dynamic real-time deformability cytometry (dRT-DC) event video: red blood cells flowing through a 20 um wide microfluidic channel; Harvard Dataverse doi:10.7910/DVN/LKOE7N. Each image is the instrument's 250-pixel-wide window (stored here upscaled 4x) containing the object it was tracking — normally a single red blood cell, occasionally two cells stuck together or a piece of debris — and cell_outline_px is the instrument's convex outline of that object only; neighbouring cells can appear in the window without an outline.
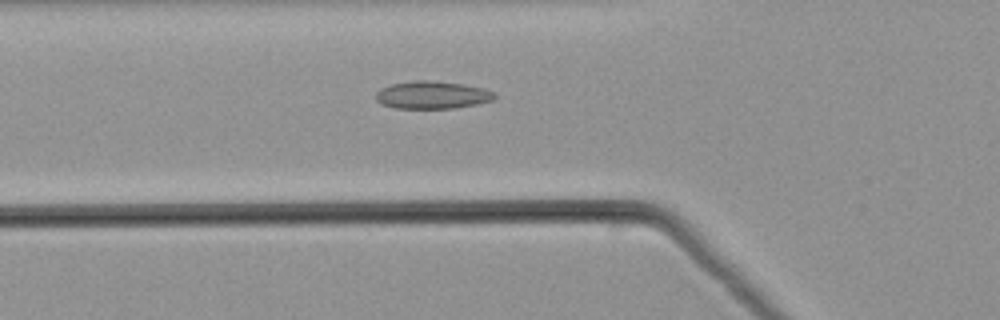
{"species": "common noctule bat (a hibernating species)", "species_latin": "Nyctalus noctula", "temperature_condition": "warm", "stored_images_in_passage": 50, "camera_frame_rate_fps": 3000, "um_per_image_px": 0.085, "animal": {"sex": "male", "body_mass_g": 21.5, "forearm_length_mm": 52.0}, "frame": {"image": 1, "passage_image": 18, "time_ms": 5.667, "image_size_px": [1000, 320], "cell_outline_px": [[496, 96], [492, 100], [476, 104], [452, 108], [396, 108], [380, 104], [376, 100], [376, 92], [380, 88], [392, 84], [412, 80], [428, 80], [464, 84], [484, 88], [492, 92]], "centroid_in_image_um": [36.69, 8.06], "position_along_channel_um": 89.1, "area_um2": 19.07}}
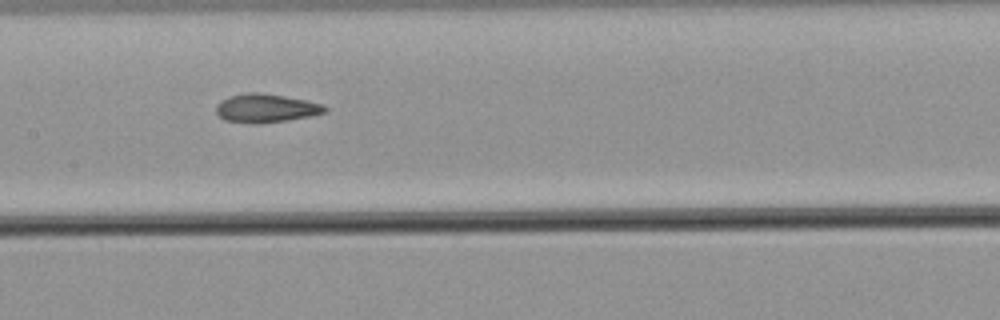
{"frame": {"image": 2, "passage_image": 25, "time_ms": 8.0, "image_size_px": [1000, 320], "cell_outline_px": [[328, 112], [288, 120], [224, 120], [216, 112], [216, 104], [220, 100], [228, 96], [248, 92], [260, 92], [284, 96], [324, 104], [328, 108]], "centroid_in_image_um": [22.63, 9.13], "position_along_channel_um": 184.8, "area_um2": 17.28}}
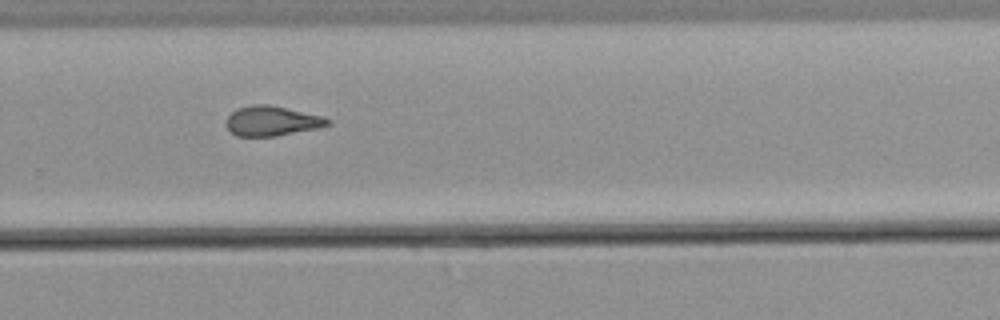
{"frame": {"image": 3, "passage_image": 34, "time_ms": 11.0, "image_size_px": [1000, 320], "cell_outline_px": [[332, 124], [316, 128], [276, 136], [236, 136], [228, 128], [228, 116], [236, 108], [252, 104], [268, 104], [324, 116], [332, 120]], "centroid_in_image_um": [23.15, 10.27], "position_along_channel_um": 306.7, "area_um2": 17.57}}